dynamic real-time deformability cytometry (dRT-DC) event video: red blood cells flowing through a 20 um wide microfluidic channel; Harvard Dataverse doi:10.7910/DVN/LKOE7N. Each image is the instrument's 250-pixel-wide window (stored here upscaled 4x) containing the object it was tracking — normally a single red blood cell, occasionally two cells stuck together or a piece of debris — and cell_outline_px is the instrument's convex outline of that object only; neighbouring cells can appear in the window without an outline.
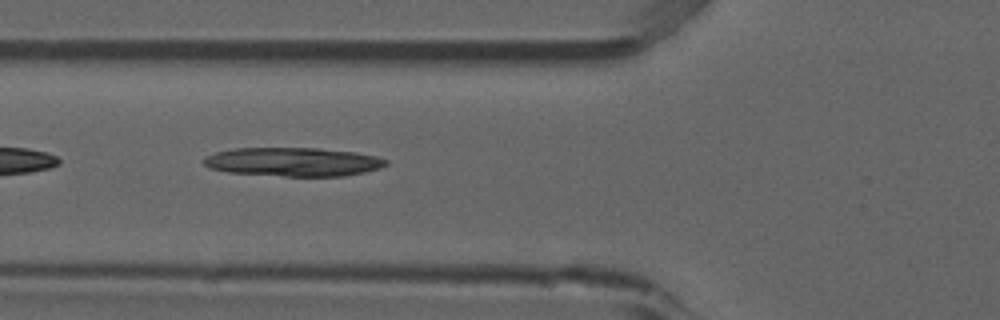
{"species": "common noctule bat (a hibernating species)", "species_latin": "Nyctalus noctula", "temperature_condition": "room temperature", "stored_images_in_passage": 6, "camera_frame_rate_fps": 3000, "um_per_image_px": 0.085, "animal": {"sex": "male", "forearm_length_mm": 52.5}, "frame": {"image": 1, "passage_image": 5, "time_ms": 1.333, "image_size_px": [1000, 320], "cell_outline_px": [[388, 164], [380, 168], [364, 172], [344, 176], [284, 176], [228, 172], [208, 168], [200, 160], [204, 156], [216, 152], [236, 148], [320, 148], [356, 152], [376, 156], [388, 160]], "centroid_in_image_um": [24.9, 13.75], "position_along_channel_um": 100.9, "area_um2": 30.75}}
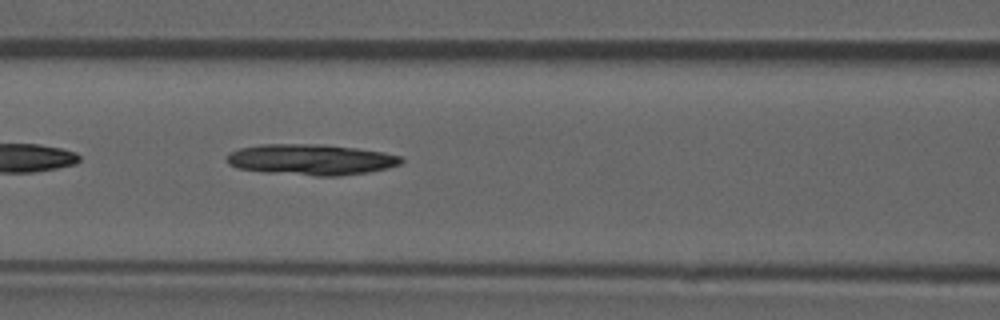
{"frame": {"image": 2, "passage_image": 6, "time_ms": 1.667, "image_size_px": [1000, 320], "cell_outline_px": [[404, 160], [400, 164], [388, 168], [368, 172], [340, 176], [316, 176], [268, 172], [236, 168], [228, 164], [228, 156], [232, 152], [240, 148], [260, 144], [320, 144], [356, 148], [384, 152], [404, 156]], "centroid_in_image_um": [26.49, 13.56], "position_along_channel_um": 140.1, "area_um2": 31.39}}